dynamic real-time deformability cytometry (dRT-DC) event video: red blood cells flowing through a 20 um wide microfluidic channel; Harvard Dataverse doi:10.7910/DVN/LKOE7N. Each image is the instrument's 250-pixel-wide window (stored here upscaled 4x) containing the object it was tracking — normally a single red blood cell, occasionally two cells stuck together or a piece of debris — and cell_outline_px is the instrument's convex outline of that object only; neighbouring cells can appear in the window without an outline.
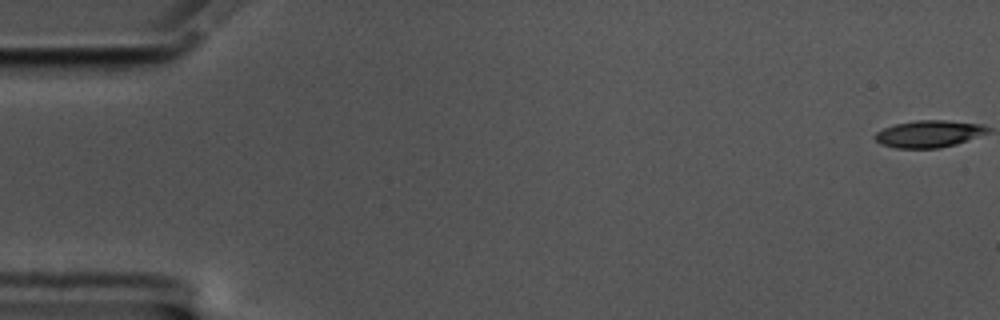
{"species": "common noctule bat (a hibernating species)", "species_latin": "Nyctalus noctula", "temperature_condition": "cold", "stored_images_in_passage": 39, "camera_frame_rate_fps": 3000, "um_per_image_px": 0.085, "animal": {"sex": "male", "body_mass_g": 17.5, "forearm_length_mm": 52.3}, "frame": {"image": 1, "passage_image": 1, "time_ms": 0.0, "image_size_px": [1000, 320], "cell_outline_px": [[980, 128], [960, 140], [948, 144], [924, 148], [916, 148], [888, 144], [880, 140], [880, 136], [892, 128], [904, 124], [968, 124]], "centroid_in_image_um": [78.77, 11.45], "position_along_channel_um": 6.2, "area_um2": 12.66}}
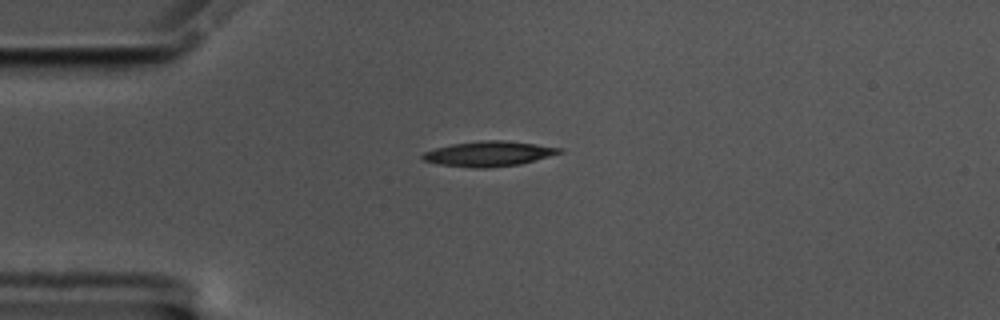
{"frame": {"image": 2, "passage_image": 15, "time_ms": 4.667, "image_size_px": [1000, 320], "cell_outline_px": [[552, 152], [528, 160], [508, 164], [460, 164], [436, 160], [428, 156], [436, 152], [448, 148], [468, 144], [524, 144], [548, 148]], "centroid_in_image_um": [41.63, 13.07], "position_along_channel_um": 43.4, "area_um2": 13.64}}